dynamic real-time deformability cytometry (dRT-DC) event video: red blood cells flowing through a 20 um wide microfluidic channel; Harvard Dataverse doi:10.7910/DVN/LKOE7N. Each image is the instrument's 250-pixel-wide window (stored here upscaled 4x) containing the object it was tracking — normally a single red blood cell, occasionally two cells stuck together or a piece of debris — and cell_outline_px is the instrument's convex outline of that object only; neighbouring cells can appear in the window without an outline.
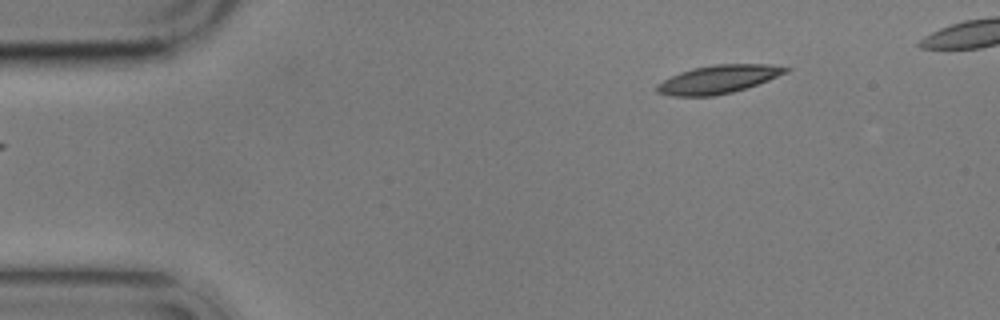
{"species": "common noctule bat (a hibernating species)", "species_latin": "Nyctalus noctula", "temperature_condition": "cold", "stored_images_in_passage": 2, "camera_frame_rate_fps": 3000, "um_per_image_px": 0.085, "animal": {"sex": "male", "body_mass_g": 17.9}, "frame": {"image": 1, "passage_image": 2, "time_ms": 2.0, "image_size_px": [1000, 320], "cell_outline_px": [[792, 68], [788, 72], [768, 80], [732, 92], [712, 96], [672, 96], [656, 92], [656, 84], [680, 72], [692, 68], [716, 64], [768, 64]], "centroid_in_image_um": [61.04, 6.73], "position_along_channel_um": 24.0, "area_um2": 21.04}}